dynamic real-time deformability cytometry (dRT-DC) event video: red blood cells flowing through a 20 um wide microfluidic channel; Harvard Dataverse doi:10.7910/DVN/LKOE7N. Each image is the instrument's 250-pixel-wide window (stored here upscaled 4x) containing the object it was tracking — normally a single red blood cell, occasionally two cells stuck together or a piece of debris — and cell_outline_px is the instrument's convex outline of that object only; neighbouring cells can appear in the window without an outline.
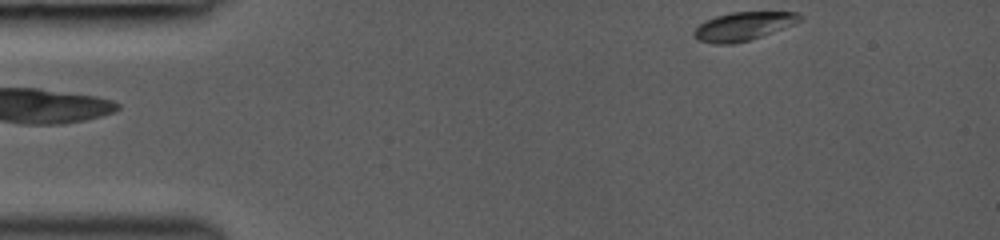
{"species": "common noctule bat (a hibernating species)", "species_latin": "Nyctalus noctula", "temperature_condition": "room temperature", "stored_images_in_passage": 2, "segment_of_instrument_passage": [2, 2], "camera_frame_rate_fps": 3000, "um_per_image_px": 0.085, "animal": {"sex": "female", "body_mass_g": 19.0, "forearm_length_mm": 53.3}, "frame": {"image": 1, "passage_image": 2, "time_ms": 0.333, "image_size_px": [1000, 240], "cell_outline_px": [[804, 16], [800, 20], [784, 28], [748, 40], [732, 44], [716, 44], [696, 40], [692, 32], [704, 20], [728, 12], [796, 12]], "centroid_in_image_um": [63.13, 2.23], "position_along_channel_um": 21.9, "area_um2": 17.46}}